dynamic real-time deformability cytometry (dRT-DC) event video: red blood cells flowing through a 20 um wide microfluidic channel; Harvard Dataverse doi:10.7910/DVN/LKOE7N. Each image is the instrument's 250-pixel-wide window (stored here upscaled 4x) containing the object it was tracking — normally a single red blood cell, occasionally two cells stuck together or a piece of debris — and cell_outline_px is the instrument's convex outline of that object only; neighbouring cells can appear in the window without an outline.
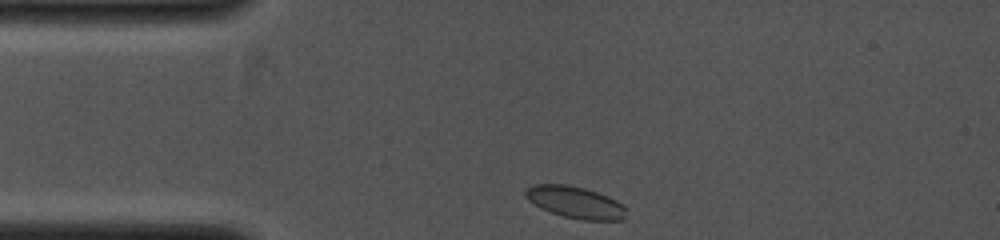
{"species": "common noctule bat (a hibernating species)", "species_latin": "Nyctalus noctula", "temperature_condition": "cold", "stored_images_in_passage": 29, "camera_frame_rate_fps": 4000, "um_per_image_px": 0.085, "animal": {"sex": "female", "body_mass_g": 19.0, "forearm_length_mm": 53.3}, "frame": {"image": 1, "passage_image": 1, "time_ms": 0.0, "image_size_px": [1000, 240], "cell_outline_px": [[624, 220], [584, 220], [564, 216], [540, 208], [528, 200], [524, 192], [532, 184], [568, 184], [584, 188], [608, 196], [616, 200], [624, 208]], "centroid_in_image_um": [48.86, 17.18], "position_along_channel_um": 36.1, "area_um2": 18.44}}
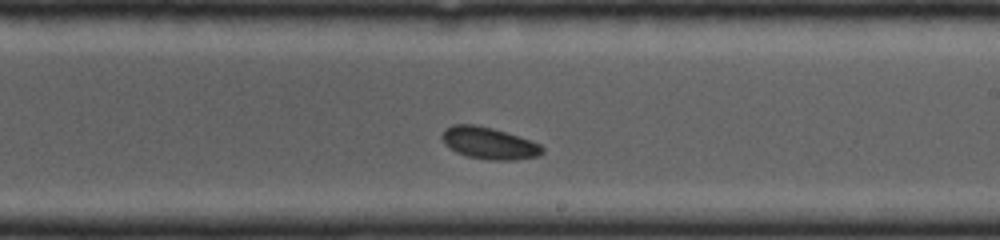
{"frame": {"image": 2, "passage_image": 17, "time_ms": 4.0, "image_size_px": [1000, 240], "cell_outline_px": [[544, 152], [540, 156], [516, 160], [488, 160], [468, 156], [456, 152], [444, 144], [440, 136], [444, 128], [452, 124], [476, 124], [492, 128], [540, 144], [544, 148]], "centroid_in_image_um": [41.53, 12.17], "position_along_channel_um": 247.5, "area_um2": 18.73}}
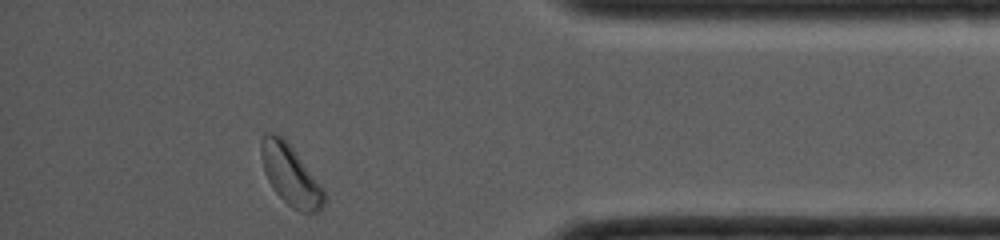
{"frame": {"image": 3, "passage_image": 29, "time_ms": 7.0, "image_size_px": [1000, 240], "cell_outline_px": [[324, 204], [320, 212], [300, 212], [292, 208], [272, 188], [268, 180], [264, 168], [260, 152], [260, 144], [264, 132], [276, 132], [292, 148], [324, 188]], "centroid_in_image_um": [24.69, 14.88], "position_along_channel_um": 410.5, "area_um2": 21.91}}